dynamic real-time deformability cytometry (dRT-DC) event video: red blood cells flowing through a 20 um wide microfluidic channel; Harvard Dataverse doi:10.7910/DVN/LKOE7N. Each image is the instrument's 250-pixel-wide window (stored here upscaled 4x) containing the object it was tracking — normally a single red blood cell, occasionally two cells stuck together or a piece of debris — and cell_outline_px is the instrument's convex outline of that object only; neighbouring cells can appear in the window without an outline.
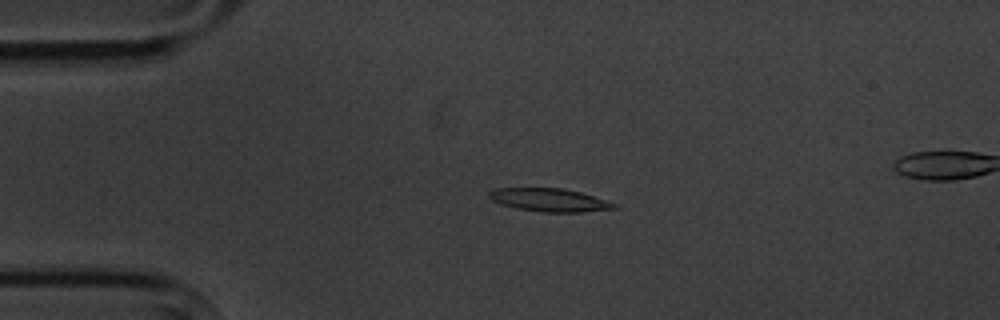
{"species": "common noctule bat (a hibernating species)", "species_latin": "Nyctalus noctula", "temperature_condition": "cold", "stored_images_in_passage": 5, "camera_frame_rate_fps": 3000, "um_per_image_px": 0.085, "animal": {"sex": "male", "body_mass_g": 20.1, "forearm_length_mm": 53.5}, "frame": {"image": 1, "passage_image": 3, "time_ms": 3.0, "image_size_px": [1000, 320], "cell_outline_px": [[620, 208], [580, 212], [544, 212], [516, 208], [500, 204], [492, 200], [488, 196], [488, 192], [492, 188], [564, 188], [580, 192], [608, 200], [620, 204]], "centroid_in_image_um": [46.75, 16.99], "position_along_channel_um": 38.3, "area_um2": 17.11}}